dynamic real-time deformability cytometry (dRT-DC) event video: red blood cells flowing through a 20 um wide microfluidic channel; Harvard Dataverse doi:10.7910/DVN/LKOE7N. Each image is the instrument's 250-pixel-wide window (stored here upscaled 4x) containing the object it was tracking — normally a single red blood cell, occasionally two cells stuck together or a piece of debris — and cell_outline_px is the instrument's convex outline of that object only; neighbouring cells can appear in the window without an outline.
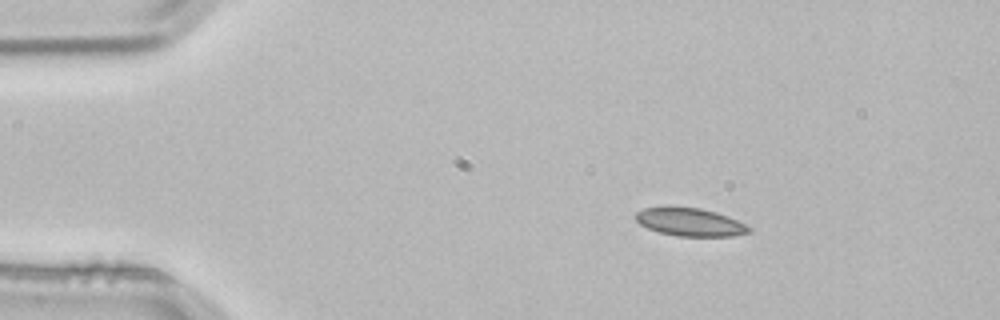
{"species": "common noctule bat (a hibernating species)", "species_latin": "Nyctalus noctula", "temperature_condition": "room temperature", "stored_images_in_passage": 2, "camera_frame_rate_fps": 3000, "um_per_image_px": 0.085, "animal": {"sex": "male", "body_mass_g": 21.5, "forearm_length_mm": 52.0}, "frame": {"image": 1, "passage_image": 1, "time_ms": 0.0, "image_size_px": [1000, 320], "cell_outline_px": [[752, 232], [732, 236], [676, 236], [660, 232], [648, 228], [640, 224], [636, 220], [636, 212], [644, 208], [700, 208], [716, 212], [728, 216], [752, 228]], "centroid_in_image_um": [58.69, 18.9], "position_along_channel_um": 26.3, "area_um2": 18.15}}